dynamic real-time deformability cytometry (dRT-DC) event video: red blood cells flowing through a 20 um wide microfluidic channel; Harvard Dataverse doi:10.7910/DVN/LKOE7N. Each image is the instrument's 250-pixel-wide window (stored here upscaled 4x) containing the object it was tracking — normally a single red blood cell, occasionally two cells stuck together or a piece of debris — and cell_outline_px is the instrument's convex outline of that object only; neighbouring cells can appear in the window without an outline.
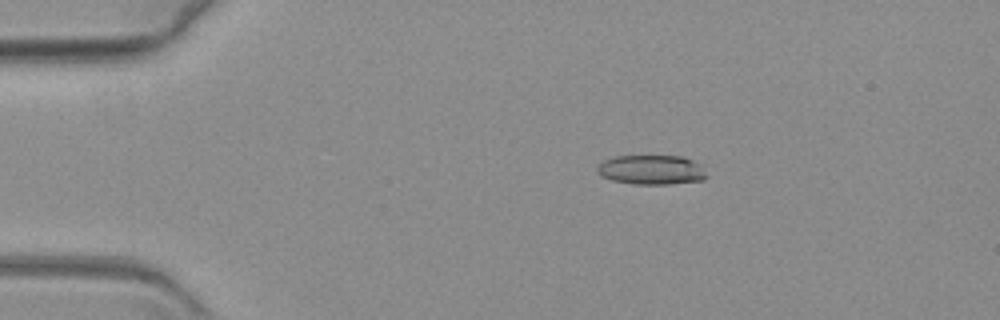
{"species": "common noctule bat (a hibernating species)", "species_latin": "Nyctalus noctula", "temperature_condition": "warm", "stored_images_in_passage": 62, "camera_frame_rate_fps": 3000, "um_per_image_px": 0.085, "animal": {"sex": "female", "body_mass_g": 19.3, "forearm_length_mm": 54.1}, "frame": {"image": 1, "passage_image": 12, "time_ms": 3.667, "image_size_px": [1000, 320], "cell_outline_px": [[708, 176], [704, 180], [668, 184], [636, 184], [612, 180], [600, 176], [596, 172], [596, 168], [604, 160], [612, 156], [684, 156], [700, 164]], "centroid_in_image_um": [55.37, 14.43], "position_along_channel_um": 29.6, "area_um2": 18.96}}
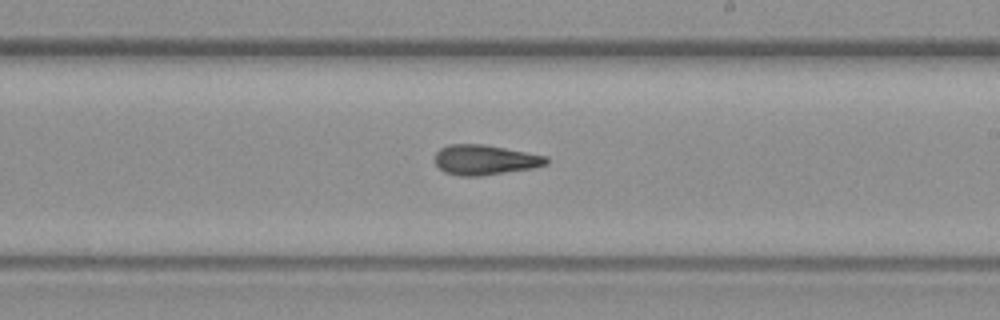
{"frame": {"image": 2, "passage_image": 37, "time_ms": 12.0, "image_size_px": [1000, 320], "cell_outline_px": [[548, 164], [532, 168], [480, 176], [460, 176], [444, 172], [436, 164], [436, 152], [440, 148], [448, 144], [484, 144], [548, 156]], "centroid_in_image_um": [41.22, 13.58], "position_along_channel_um": 247.8, "area_um2": 19.48}}
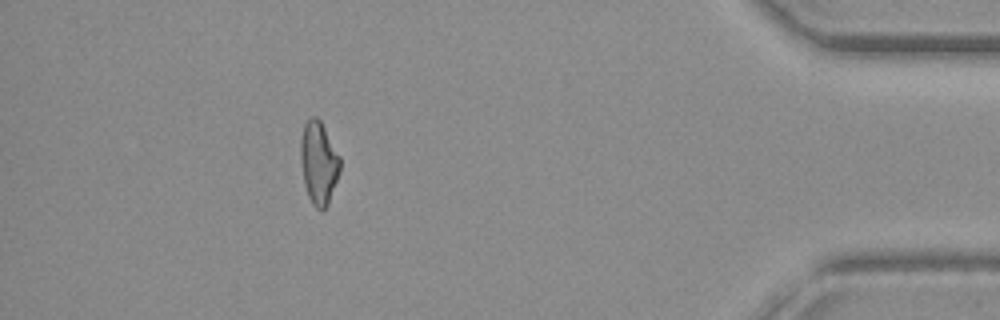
{"frame": {"image": 3, "passage_image": 56, "time_ms": 18.333, "image_size_px": [1000, 320], "cell_outline_px": [[340, 172], [328, 204], [324, 208], [316, 208], [312, 204], [308, 196], [304, 184], [300, 160], [300, 140], [304, 124], [312, 116], [316, 116], [320, 120], [340, 156]], "centroid_in_image_um": [27.08, 13.82], "position_along_channel_um": 408.1, "area_um2": 19.02}}